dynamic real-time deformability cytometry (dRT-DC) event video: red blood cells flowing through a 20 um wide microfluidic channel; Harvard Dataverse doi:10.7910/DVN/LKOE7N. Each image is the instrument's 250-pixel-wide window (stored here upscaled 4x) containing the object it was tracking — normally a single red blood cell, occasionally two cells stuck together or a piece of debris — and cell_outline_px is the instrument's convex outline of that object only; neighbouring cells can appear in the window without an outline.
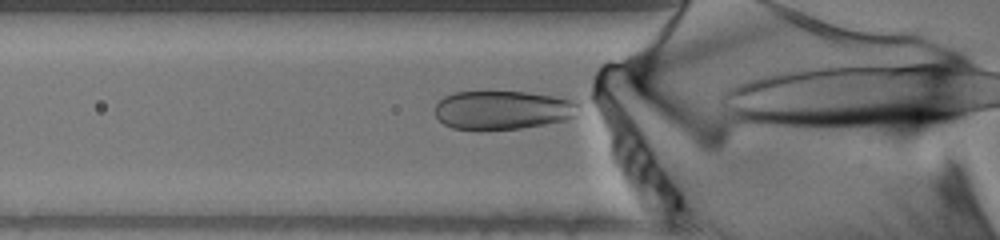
{"species": "human", "species_latin": "Homo sapiens", "temperature_condition": "warm", "stored_images_in_passage": 15, "camera_frame_rate_fps": 3000, "um_per_image_px": 0.085, "donor": {"sex": "male"}, "frame": {"image": 1, "passage_image": 13, "time_ms": 4.0, "image_size_px": [1000, 240], "cell_outline_px": [[580, 116], [564, 120], [544, 124], [520, 128], [480, 132], [452, 128], [444, 124], [436, 116], [436, 104], [444, 96], [452, 92], [524, 92], [580, 100]], "centroid_in_image_um": [42.78, 9.38], "position_along_channel_um": 83.0, "area_um2": 33.29}}